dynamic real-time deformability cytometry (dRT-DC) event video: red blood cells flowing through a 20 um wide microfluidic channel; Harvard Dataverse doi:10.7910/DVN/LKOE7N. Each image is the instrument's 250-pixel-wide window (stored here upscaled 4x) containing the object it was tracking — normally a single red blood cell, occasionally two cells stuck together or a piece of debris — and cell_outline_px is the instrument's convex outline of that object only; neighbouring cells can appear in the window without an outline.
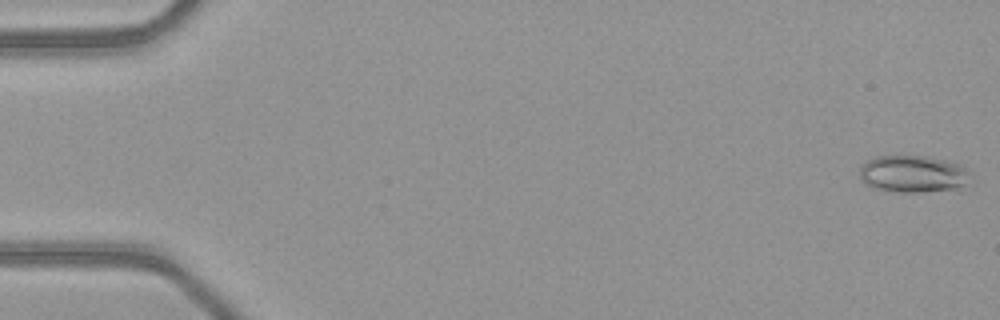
{"species": "common noctule bat (a hibernating species)", "species_latin": "Nyctalus noctula", "temperature_condition": "warm", "stored_images_in_passage": 9, "camera_frame_rate_fps": 3000, "um_per_image_px": 0.085, "animal": {"sex": "female", "body_mass_g": 21.9}, "frame": {"image": 1, "passage_image": 1, "time_ms": 0.0, "image_size_px": [1000, 320], "cell_outline_px": [[968, 172], [964, 184], [956, 188], [924, 192], [896, 192], [876, 188], [864, 184], [860, 180], [860, 164], [876, 156], [896, 152], [952, 160], [960, 164]], "centroid_in_image_um": [77.5, 14.72], "position_along_channel_um": 7.5, "area_um2": 24.57}}